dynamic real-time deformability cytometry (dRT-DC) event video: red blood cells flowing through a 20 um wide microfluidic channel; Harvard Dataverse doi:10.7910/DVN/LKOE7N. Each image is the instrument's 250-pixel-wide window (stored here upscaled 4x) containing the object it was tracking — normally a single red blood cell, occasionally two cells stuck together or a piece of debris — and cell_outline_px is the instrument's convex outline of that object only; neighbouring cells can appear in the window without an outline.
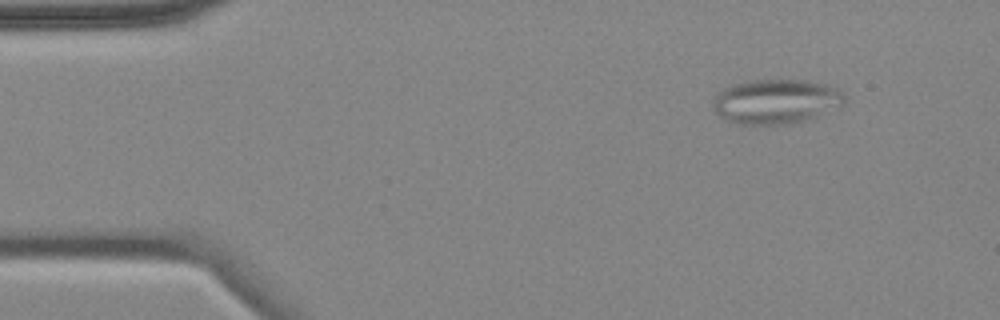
{"species": "common noctule bat (a hibernating species)", "species_latin": "Nyctalus noctula", "temperature_condition": "cold", "stored_images_in_passage": 4, "camera_frame_rate_fps": 3000, "um_per_image_px": 0.085, "animal": {"sex": "female", "body_mass_g": 18.4}, "frame": {"image": 1, "passage_image": 2, "time_ms": 1.333, "image_size_px": [1000, 320], "cell_outline_px": [[844, 104], [812, 120], [788, 124], [736, 124], [724, 120], [716, 112], [716, 96], [724, 88], [732, 84], [752, 80], [804, 80], [828, 84], [840, 88], [844, 96]], "centroid_in_image_um": [66.04, 8.63], "position_along_channel_um": 19.0, "area_um2": 34.39}}